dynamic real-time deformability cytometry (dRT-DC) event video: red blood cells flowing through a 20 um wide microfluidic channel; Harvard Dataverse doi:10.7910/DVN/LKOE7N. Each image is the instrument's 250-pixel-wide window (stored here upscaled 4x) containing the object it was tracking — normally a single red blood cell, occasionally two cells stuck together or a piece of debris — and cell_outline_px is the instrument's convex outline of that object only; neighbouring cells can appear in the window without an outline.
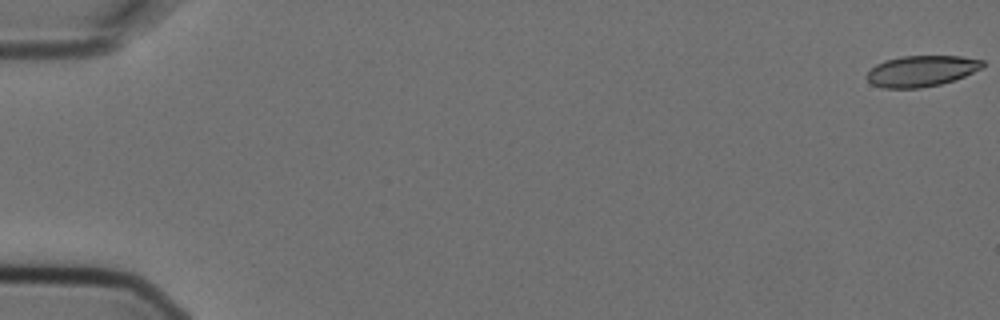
{"species": "Egyptian fruit bat (a non-hibernating species)", "species_latin": "Rousettus aegyptiacus", "temperature_condition": "cold", "stored_images_in_passage": 5, "camera_frame_rate_fps": 3000, "um_per_image_px": 0.085, "animal": {"sex": "female"}, "frame": {"image": 1, "passage_image": 1, "time_ms": 0.0, "image_size_px": [1000, 320], "cell_outline_px": [[984, 64], [980, 68], [964, 76], [940, 84], [920, 88], [884, 88], [872, 84], [868, 80], [868, 72], [876, 64], [884, 60], [900, 56], [960, 56], [984, 60]], "centroid_in_image_um": [78.3, 6.03], "position_along_channel_um": 6.7, "area_um2": 20.69}}
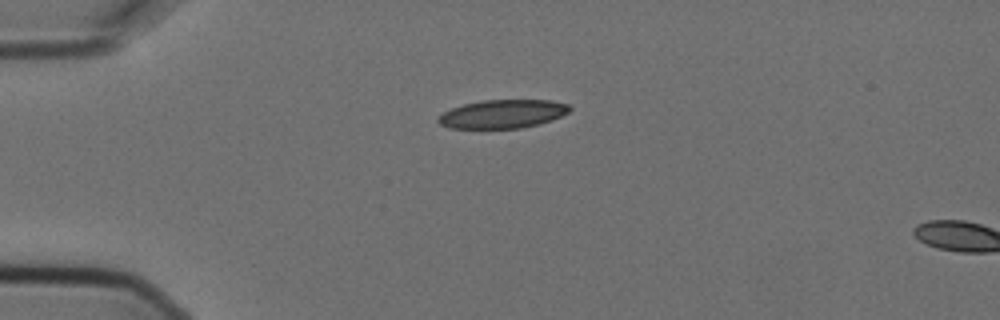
{"frame": {"image": 2, "passage_image": 4, "time_ms": 1.0, "image_size_px": [1000, 320], "cell_outline_px": [[572, 108], [568, 112], [552, 120], [540, 124], [520, 128], [448, 128], [440, 124], [436, 120], [436, 116], [452, 108], [464, 104], [484, 100], [552, 100], [568, 104]], "centroid_in_image_um": [42.72, 9.69], "position_along_channel_um": 42.3, "area_um2": 21.91}}